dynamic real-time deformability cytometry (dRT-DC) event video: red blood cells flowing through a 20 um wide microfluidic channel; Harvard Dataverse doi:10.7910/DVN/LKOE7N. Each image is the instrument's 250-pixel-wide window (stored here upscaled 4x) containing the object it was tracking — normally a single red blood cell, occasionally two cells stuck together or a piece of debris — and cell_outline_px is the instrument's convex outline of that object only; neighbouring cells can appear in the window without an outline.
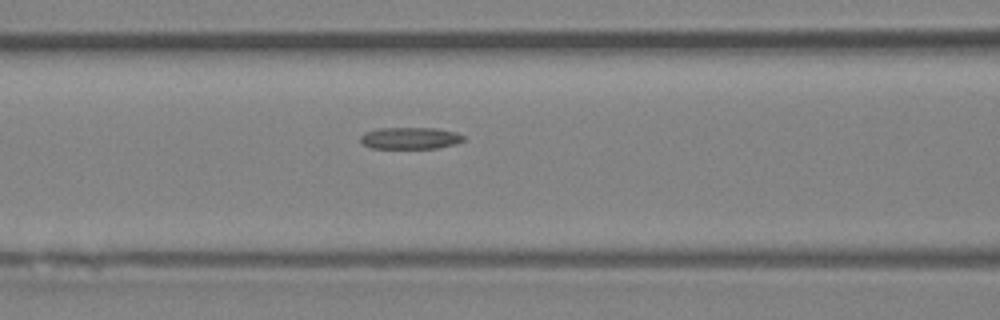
{"species": "Egyptian fruit bat (a non-hibernating species)", "species_latin": "Rousettus aegyptiacus", "temperature_condition": "room temperature", "stored_images_in_passage": 6, "camera_frame_rate_fps": 3000, "um_per_image_px": 0.085, "animal": {"sex": "female"}, "frame": {"image": 1, "passage_image": 5, "time_ms": 5.0, "image_size_px": [1000, 320], "cell_outline_px": [[464, 140], [456, 144], [436, 148], [372, 148], [364, 144], [360, 140], [360, 136], [364, 132], [380, 128], [436, 128], [456, 132], [464, 136]], "centroid_in_image_um": [34.87, 11.74], "position_along_channel_um": 131.7, "area_um2": 13.06}}